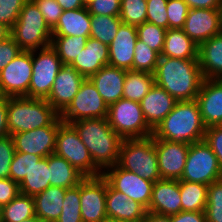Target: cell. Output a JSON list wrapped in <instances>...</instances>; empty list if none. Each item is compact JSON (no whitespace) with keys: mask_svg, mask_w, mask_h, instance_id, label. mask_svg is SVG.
<instances>
[{"mask_svg":"<svg viewBox=\"0 0 222 222\" xmlns=\"http://www.w3.org/2000/svg\"><path fill=\"white\" fill-rule=\"evenodd\" d=\"M155 84L177 101L195 100L204 77L198 59L160 56L154 72Z\"/></svg>","mask_w":222,"mask_h":222,"instance_id":"cell-1","label":"cell"},{"mask_svg":"<svg viewBox=\"0 0 222 222\" xmlns=\"http://www.w3.org/2000/svg\"><path fill=\"white\" fill-rule=\"evenodd\" d=\"M71 125L89 150L94 165L102 173L117 164L123 139L112 129L107 118L81 119Z\"/></svg>","mask_w":222,"mask_h":222,"instance_id":"cell-2","label":"cell"},{"mask_svg":"<svg viewBox=\"0 0 222 222\" xmlns=\"http://www.w3.org/2000/svg\"><path fill=\"white\" fill-rule=\"evenodd\" d=\"M206 129L196 99L177 101L173 110L155 127L153 136L192 144L203 141Z\"/></svg>","mask_w":222,"mask_h":222,"instance_id":"cell-3","label":"cell"},{"mask_svg":"<svg viewBox=\"0 0 222 222\" xmlns=\"http://www.w3.org/2000/svg\"><path fill=\"white\" fill-rule=\"evenodd\" d=\"M7 123L9 135L36 128L61 125L60 114L46 99L7 97Z\"/></svg>","mask_w":222,"mask_h":222,"instance_id":"cell-4","label":"cell"},{"mask_svg":"<svg viewBox=\"0 0 222 222\" xmlns=\"http://www.w3.org/2000/svg\"><path fill=\"white\" fill-rule=\"evenodd\" d=\"M117 165L148 181L155 182L161 179L154 136L123 139Z\"/></svg>","mask_w":222,"mask_h":222,"instance_id":"cell-5","label":"cell"},{"mask_svg":"<svg viewBox=\"0 0 222 222\" xmlns=\"http://www.w3.org/2000/svg\"><path fill=\"white\" fill-rule=\"evenodd\" d=\"M10 36L23 51L39 50L51 45L52 29L36 4L28 0L11 28Z\"/></svg>","mask_w":222,"mask_h":222,"instance_id":"cell-6","label":"cell"},{"mask_svg":"<svg viewBox=\"0 0 222 222\" xmlns=\"http://www.w3.org/2000/svg\"><path fill=\"white\" fill-rule=\"evenodd\" d=\"M107 120L122 138H144L153 135L146 122L139 102L120 99L108 106Z\"/></svg>","mask_w":222,"mask_h":222,"instance_id":"cell-7","label":"cell"},{"mask_svg":"<svg viewBox=\"0 0 222 222\" xmlns=\"http://www.w3.org/2000/svg\"><path fill=\"white\" fill-rule=\"evenodd\" d=\"M54 153L66 159L85 177L102 175V172L94 165L89 150L71 124L63 122L59 126Z\"/></svg>","mask_w":222,"mask_h":222,"instance_id":"cell-8","label":"cell"},{"mask_svg":"<svg viewBox=\"0 0 222 222\" xmlns=\"http://www.w3.org/2000/svg\"><path fill=\"white\" fill-rule=\"evenodd\" d=\"M222 178L217 156L203 140L189 145L186 164L180 180L210 185Z\"/></svg>","mask_w":222,"mask_h":222,"instance_id":"cell-9","label":"cell"},{"mask_svg":"<svg viewBox=\"0 0 222 222\" xmlns=\"http://www.w3.org/2000/svg\"><path fill=\"white\" fill-rule=\"evenodd\" d=\"M39 51V52H37ZM33 74L28 98L46 99L51 92L55 78L63 66L56 50L50 45L32 51Z\"/></svg>","mask_w":222,"mask_h":222,"instance_id":"cell-10","label":"cell"},{"mask_svg":"<svg viewBox=\"0 0 222 222\" xmlns=\"http://www.w3.org/2000/svg\"><path fill=\"white\" fill-rule=\"evenodd\" d=\"M108 106L89 79H85L70 104L60 113L64 123L81 119L107 118Z\"/></svg>","mask_w":222,"mask_h":222,"instance_id":"cell-11","label":"cell"},{"mask_svg":"<svg viewBox=\"0 0 222 222\" xmlns=\"http://www.w3.org/2000/svg\"><path fill=\"white\" fill-rule=\"evenodd\" d=\"M32 74V51L22 50L0 71L1 92L6 97H28Z\"/></svg>","mask_w":222,"mask_h":222,"instance_id":"cell-12","label":"cell"},{"mask_svg":"<svg viewBox=\"0 0 222 222\" xmlns=\"http://www.w3.org/2000/svg\"><path fill=\"white\" fill-rule=\"evenodd\" d=\"M102 176L114 189L126 194L129 199L138 202L148 210L154 182L145 180L134 172L119 167L117 164L107 168L102 173Z\"/></svg>","mask_w":222,"mask_h":222,"instance_id":"cell-13","label":"cell"},{"mask_svg":"<svg viewBox=\"0 0 222 222\" xmlns=\"http://www.w3.org/2000/svg\"><path fill=\"white\" fill-rule=\"evenodd\" d=\"M107 180L102 176L85 177L80 182V210L83 222H104Z\"/></svg>","mask_w":222,"mask_h":222,"instance_id":"cell-14","label":"cell"},{"mask_svg":"<svg viewBox=\"0 0 222 222\" xmlns=\"http://www.w3.org/2000/svg\"><path fill=\"white\" fill-rule=\"evenodd\" d=\"M161 179L180 180L186 164L189 145L154 137Z\"/></svg>","mask_w":222,"mask_h":222,"instance_id":"cell-15","label":"cell"},{"mask_svg":"<svg viewBox=\"0 0 222 222\" xmlns=\"http://www.w3.org/2000/svg\"><path fill=\"white\" fill-rule=\"evenodd\" d=\"M60 125H49L12 134L15 152L31 153L42 158L54 153Z\"/></svg>","mask_w":222,"mask_h":222,"instance_id":"cell-16","label":"cell"},{"mask_svg":"<svg viewBox=\"0 0 222 222\" xmlns=\"http://www.w3.org/2000/svg\"><path fill=\"white\" fill-rule=\"evenodd\" d=\"M85 79L70 65H63L46 101L60 114L70 104Z\"/></svg>","mask_w":222,"mask_h":222,"instance_id":"cell-17","label":"cell"},{"mask_svg":"<svg viewBox=\"0 0 222 222\" xmlns=\"http://www.w3.org/2000/svg\"><path fill=\"white\" fill-rule=\"evenodd\" d=\"M138 39L137 28L122 23L117 35L109 45L108 65L126 71L133 70L135 43Z\"/></svg>","mask_w":222,"mask_h":222,"instance_id":"cell-18","label":"cell"},{"mask_svg":"<svg viewBox=\"0 0 222 222\" xmlns=\"http://www.w3.org/2000/svg\"><path fill=\"white\" fill-rule=\"evenodd\" d=\"M182 30L199 46L220 33L218 9H189Z\"/></svg>","mask_w":222,"mask_h":222,"instance_id":"cell-19","label":"cell"},{"mask_svg":"<svg viewBox=\"0 0 222 222\" xmlns=\"http://www.w3.org/2000/svg\"><path fill=\"white\" fill-rule=\"evenodd\" d=\"M206 127L222 121V79H204L196 98Z\"/></svg>","mask_w":222,"mask_h":222,"instance_id":"cell-20","label":"cell"},{"mask_svg":"<svg viewBox=\"0 0 222 222\" xmlns=\"http://www.w3.org/2000/svg\"><path fill=\"white\" fill-rule=\"evenodd\" d=\"M147 211L174 215L182 211L180 180L159 179L152 187V198Z\"/></svg>","mask_w":222,"mask_h":222,"instance_id":"cell-21","label":"cell"},{"mask_svg":"<svg viewBox=\"0 0 222 222\" xmlns=\"http://www.w3.org/2000/svg\"><path fill=\"white\" fill-rule=\"evenodd\" d=\"M146 209L107 182L106 213L114 221L143 222Z\"/></svg>","mask_w":222,"mask_h":222,"instance_id":"cell-22","label":"cell"},{"mask_svg":"<svg viewBox=\"0 0 222 222\" xmlns=\"http://www.w3.org/2000/svg\"><path fill=\"white\" fill-rule=\"evenodd\" d=\"M126 72V70L107 65L88 78L107 106L123 98Z\"/></svg>","mask_w":222,"mask_h":222,"instance_id":"cell-23","label":"cell"},{"mask_svg":"<svg viewBox=\"0 0 222 222\" xmlns=\"http://www.w3.org/2000/svg\"><path fill=\"white\" fill-rule=\"evenodd\" d=\"M177 100L163 88L154 84L139 102L144 118L154 130L155 127L173 110Z\"/></svg>","mask_w":222,"mask_h":222,"instance_id":"cell-24","label":"cell"},{"mask_svg":"<svg viewBox=\"0 0 222 222\" xmlns=\"http://www.w3.org/2000/svg\"><path fill=\"white\" fill-rule=\"evenodd\" d=\"M108 62L109 46L89 37L86 46L70 66L88 79L102 67L107 66Z\"/></svg>","mask_w":222,"mask_h":222,"instance_id":"cell-25","label":"cell"},{"mask_svg":"<svg viewBox=\"0 0 222 222\" xmlns=\"http://www.w3.org/2000/svg\"><path fill=\"white\" fill-rule=\"evenodd\" d=\"M198 60L205 79H222V34L199 45Z\"/></svg>","mask_w":222,"mask_h":222,"instance_id":"cell-26","label":"cell"},{"mask_svg":"<svg viewBox=\"0 0 222 222\" xmlns=\"http://www.w3.org/2000/svg\"><path fill=\"white\" fill-rule=\"evenodd\" d=\"M91 15L88 8L64 10L52 29V36H90Z\"/></svg>","mask_w":222,"mask_h":222,"instance_id":"cell-27","label":"cell"},{"mask_svg":"<svg viewBox=\"0 0 222 222\" xmlns=\"http://www.w3.org/2000/svg\"><path fill=\"white\" fill-rule=\"evenodd\" d=\"M66 188L50 186L34 196L35 214L42 222H56L62 212Z\"/></svg>","mask_w":222,"mask_h":222,"instance_id":"cell-28","label":"cell"},{"mask_svg":"<svg viewBox=\"0 0 222 222\" xmlns=\"http://www.w3.org/2000/svg\"><path fill=\"white\" fill-rule=\"evenodd\" d=\"M199 46L182 29H167L160 56L198 59Z\"/></svg>","mask_w":222,"mask_h":222,"instance_id":"cell-29","label":"cell"},{"mask_svg":"<svg viewBox=\"0 0 222 222\" xmlns=\"http://www.w3.org/2000/svg\"><path fill=\"white\" fill-rule=\"evenodd\" d=\"M50 186L71 188L77 186L85 176L66 159L52 153L48 155Z\"/></svg>","mask_w":222,"mask_h":222,"instance_id":"cell-30","label":"cell"},{"mask_svg":"<svg viewBox=\"0 0 222 222\" xmlns=\"http://www.w3.org/2000/svg\"><path fill=\"white\" fill-rule=\"evenodd\" d=\"M50 187L48 156L33 165L19 184L20 193L35 196Z\"/></svg>","mask_w":222,"mask_h":222,"instance_id":"cell-31","label":"cell"},{"mask_svg":"<svg viewBox=\"0 0 222 222\" xmlns=\"http://www.w3.org/2000/svg\"><path fill=\"white\" fill-rule=\"evenodd\" d=\"M154 75L147 72L129 70L124 81L123 98L140 102L154 86Z\"/></svg>","mask_w":222,"mask_h":222,"instance_id":"cell-32","label":"cell"},{"mask_svg":"<svg viewBox=\"0 0 222 222\" xmlns=\"http://www.w3.org/2000/svg\"><path fill=\"white\" fill-rule=\"evenodd\" d=\"M35 215L34 197L22 193L0 208L2 222H21Z\"/></svg>","mask_w":222,"mask_h":222,"instance_id":"cell-33","label":"cell"},{"mask_svg":"<svg viewBox=\"0 0 222 222\" xmlns=\"http://www.w3.org/2000/svg\"><path fill=\"white\" fill-rule=\"evenodd\" d=\"M208 185L180 180L182 211H205Z\"/></svg>","mask_w":222,"mask_h":222,"instance_id":"cell-34","label":"cell"},{"mask_svg":"<svg viewBox=\"0 0 222 222\" xmlns=\"http://www.w3.org/2000/svg\"><path fill=\"white\" fill-rule=\"evenodd\" d=\"M90 36H52L51 46L63 65H71L86 46Z\"/></svg>","mask_w":222,"mask_h":222,"instance_id":"cell-35","label":"cell"},{"mask_svg":"<svg viewBox=\"0 0 222 222\" xmlns=\"http://www.w3.org/2000/svg\"><path fill=\"white\" fill-rule=\"evenodd\" d=\"M122 23L118 16L91 15L90 37L109 46Z\"/></svg>","mask_w":222,"mask_h":222,"instance_id":"cell-36","label":"cell"},{"mask_svg":"<svg viewBox=\"0 0 222 222\" xmlns=\"http://www.w3.org/2000/svg\"><path fill=\"white\" fill-rule=\"evenodd\" d=\"M160 54L137 39L133 59V71H141L154 74Z\"/></svg>","mask_w":222,"mask_h":222,"instance_id":"cell-37","label":"cell"},{"mask_svg":"<svg viewBox=\"0 0 222 222\" xmlns=\"http://www.w3.org/2000/svg\"><path fill=\"white\" fill-rule=\"evenodd\" d=\"M56 222H83L80 210V183L66 189L62 212Z\"/></svg>","mask_w":222,"mask_h":222,"instance_id":"cell-38","label":"cell"},{"mask_svg":"<svg viewBox=\"0 0 222 222\" xmlns=\"http://www.w3.org/2000/svg\"><path fill=\"white\" fill-rule=\"evenodd\" d=\"M147 0H121L120 19L124 24L139 26L146 22Z\"/></svg>","mask_w":222,"mask_h":222,"instance_id":"cell-39","label":"cell"},{"mask_svg":"<svg viewBox=\"0 0 222 222\" xmlns=\"http://www.w3.org/2000/svg\"><path fill=\"white\" fill-rule=\"evenodd\" d=\"M205 214L207 222H222V178L208 185Z\"/></svg>","mask_w":222,"mask_h":222,"instance_id":"cell-40","label":"cell"},{"mask_svg":"<svg viewBox=\"0 0 222 222\" xmlns=\"http://www.w3.org/2000/svg\"><path fill=\"white\" fill-rule=\"evenodd\" d=\"M136 28L138 39L161 55L167 29L149 22H144Z\"/></svg>","mask_w":222,"mask_h":222,"instance_id":"cell-41","label":"cell"},{"mask_svg":"<svg viewBox=\"0 0 222 222\" xmlns=\"http://www.w3.org/2000/svg\"><path fill=\"white\" fill-rule=\"evenodd\" d=\"M41 158V156L31 153L15 152L10 164L9 178L20 184L33 165Z\"/></svg>","mask_w":222,"mask_h":222,"instance_id":"cell-42","label":"cell"},{"mask_svg":"<svg viewBox=\"0 0 222 222\" xmlns=\"http://www.w3.org/2000/svg\"><path fill=\"white\" fill-rule=\"evenodd\" d=\"M189 9L188 4L184 0H168V29H182Z\"/></svg>","mask_w":222,"mask_h":222,"instance_id":"cell-43","label":"cell"},{"mask_svg":"<svg viewBox=\"0 0 222 222\" xmlns=\"http://www.w3.org/2000/svg\"><path fill=\"white\" fill-rule=\"evenodd\" d=\"M168 0H147L146 22L168 29Z\"/></svg>","mask_w":222,"mask_h":222,"instance_id":"cell-44","label":"cell"},{"mask_svg":"<svg viewBox=\"0 0 222 222\" xmlns=\"http://www.w3.org/2000/svg\"><path fill=\"white\" fill-rule=\"evenodd\" d=\"M28 0H0V23L5 24L10 29L18 20L24 4Z\"/></svg>","mask_w":222,"mask_h":222,"instance_id":"cell-45","label":"cell"},{"mask_svg":"<svg viewBox=\"0 0 222 222\" xmlns=\"http://www.w3.org/2000/svg\"><path fill=\"white\" fill-rule=\"evenodd\" d=\"M14 154L15 145L12 136L0 138V179L9 178L10 164Z\"/></svg>","mask_w":222,"mask_h":222,"instance_id":"cell-46","label":"cell"},{"mask_svg":"<svg viewBox=\"0 0 222 222\" xmlns=\"http://www.w3.org/2000/svg\"><path fill=\"white\" fill-rule=\"evenodd\" d=\"M42 13L48 26L53 29L63 13V8L56 0H32Z\"/></svg>","mask_w":222,"mask_h":222,"instance_id":"cell-47","label":"cell"},{"mask_svg":"<svg viewBox=\"0 0 222 222\" xmlns=\"http://www.w3.org/2000/svg\"><path fill=\"white\" fill-rule=\"evenodd\" d=\"M87 8L90 15L120 17L121 0H95Z\"/></svg>","mask_w":222,"mask_h":222,"instance_id":"cell-48","label":"cell"},{"mask_svg":"<svg viewBox=\"0 0 222 222\" xmlns=\"http://www.w3.org/2000/svg\"><path fill=\"white\" fill-rule=\"evenodd\" d=\"M203 140L217 156L219 166L222 170V128L219 126L207 127Z\"/></svg>","mask_w":222,"mask_h":222,"instance_id":"cell-49","label":"cell"},{"mask_svg":"<svg viewBox=\"0 0 222 222\" xmlns=\"http://www.w3.org/2000/svg\"><path fill=\"white\" fill-rule=\"evenodd\" d=\"M22 50L10 36L0 42V71H2Z\"/></svg>","mask_w":222,"mask_h":222,"instance_id":"cell-50","label":"cell"},{"mask_svg":"<svg viewBox=\"0 0 222 222\" xmlns=\"http://www.w3.org/2000/svg\"><path fill=\"white\" fill-rule=\"evenodd\" d=\"M20 193L19 184L10 178L0 179V208Z\"/></svg>","mask_w":222,"mask_h":222,"instance_id":"cell-51","label":"cell"},{"mask_svg":"<svg viewBox=\"0 0 222 222\" xmlns=\"http://www.w3.org/2000/svg\"><path fill=\"white\" fill-rule=\"evenodd\" d=\"M170 222H207L205 211H180L170 215Z\"/></svg>","mask_w":222,"mask_h":222,"instance_id":"cell-52","label":"cell"},{"mask_svg":"<svg viewBox=\"0 0 222 222\" xmlns=\"http://www.w3.org/2000/svg\"><path fill=\"white\" fill-rule=\"evenodd\" d=\"M9 135L7 123V97L0 99V138Z\"/></svg>","mask_w":222,"mask_h":222,"instance_id":"cell-53","label":"cell"},{"mask_svg":"<svg viewBox=\"0 0 222 222\" xmlns=\"http://www.w3.org/2000/svg\"><path fill=\"white\" fill-rule=\"evenodd\" d=\"M190 9H218L222 0H184Z\"/></svg>","mask_w":222,"mask_h":222,"instance_id":"cell-54","label":"cell"},{"mask_svg":"<svg viewBox=\"0 0 222 222\" xmlns=\"http://www.w3.org/2000/svg\"><path fill=\"white\" fill-rule=\"evenodd\" d=\"M56 1L63 8V10L66 11L75 10L84 7L82 0H56Z\"/></svg>","mask_w":222,"mask_h":222,"instance_id":"cell-55","label":"cell"},{"mask_svg":"<svg viewBox=\"0 0 222 222\" xmlns=\"http://www.w3.org/2000/svg\"><path fill=\"white\" fill-rule=\"evenodd\" d=\"M143 222H170V216L146 211Z\"/></svg>","mask_w":222,"mask_h":222,"instance_id":"cell-56","label":"cell"},{"mask_svg":"<svg viewBox=\"0 0 222 222\" xmlns=\"http://www.w3.org/2000/svg\"><path fill=\"white\" fill-rule=\"evenodd\" d=\"M11 35V29L3 23H0V42L6 40Z\"/></svg>","mask_w":222,"mask_h":222,"instance_id":"cell-57","label":"cell"},{"mask_svg":"<svg viewBox=\"0 0 222 222\" xmlns=\"http://www.w3.org/2000/svg\"><path fill=\"white\" fill-rule=\"evenodd\" d=\"M218 16H219V32L222 34V4L218 8Z\"/></svg>","mask_w":222,"mask_h":222,"instance_id":"cell-58","label":"cell"},{"mask_svg":"<svg viewBox=\"0 0 222 222\" xmlns=\"http://www.w3.org/2000/svg\"><path fill=\"white\" fill-rule=\"evenodd\" d=\"M21 222H42L36 215L27 219H24Z\"/></svg>","mask_w":222,"mask_h":222,"instance_id":"cell-59","label":"cell"},{"mask_svg":"<svg viewBox=\"0 0 222 222\" xmlns=\"http://www.w3.org/2000/svg\"><path fill=\"white\" fill-rule=\"evenodd\" d=\"M95 0H82L83 6L84 7H88L89 5L92 4V2H94Z\"/></svg>","mask_w":222,"mask_h":222,"instance_id":"cell-60","label":"cell"},{"mask_svg":"<svg viewBox=\"0 0 222 222\" xmlns=\"http://www.w3.org/2000/svg\"><path fill=\"white\" fill-rule=\"evenodd\" d=\"M104 222H126V221H114V220L107 219V220L104 221Z\"/></svg>","mask_w":222,"mask_h":222,"instance_id":"cell-61","label":"cell"},{"mask_svg":"<svg viewBox=\"0 0 222 222\" xmlns=\"http://www.w3.org/2000/svg\"><path fill=\"white\" fill-rule=\"evenodd\" d=\"M4 97L3 93L1 92V89H0V99H2Z\"/></svg>","mask_w":222,"mask_h":222,"instance_id":"cell-62","label":"cell"},{"mask_svg":"<svg viewBox=\"0 0 222 222\" xmlns=\"http://www.w3.org/2000/svg\"><path fill=\"white\" fill-rule=\"evenodd\" d=\"M220 128H222V121L220 122V124L218 125Z\"/></svg>","mask_w":222,"mask_h":222,"instance_id":"cell-63","label":"cell"}]
</instances>
